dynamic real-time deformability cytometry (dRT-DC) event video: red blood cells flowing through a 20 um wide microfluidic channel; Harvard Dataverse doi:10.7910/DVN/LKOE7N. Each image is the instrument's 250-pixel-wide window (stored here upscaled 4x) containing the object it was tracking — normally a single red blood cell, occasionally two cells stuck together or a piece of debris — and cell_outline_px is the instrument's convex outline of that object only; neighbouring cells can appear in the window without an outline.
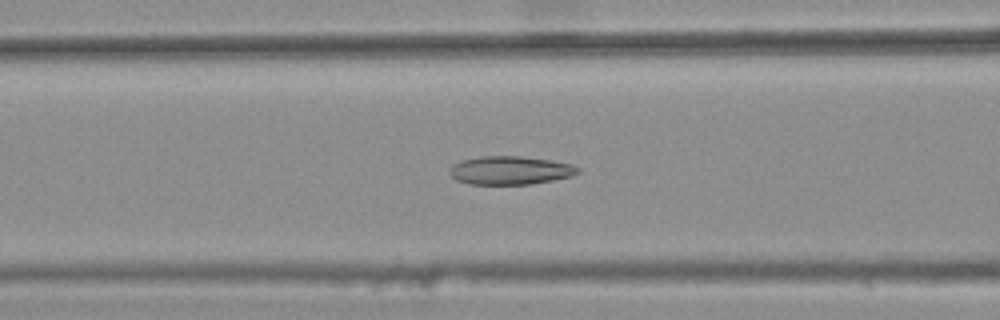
{"species": "common noctule bat (a hibernating species)", "species_latin": "Nyctalus noctula", "temperature_condition": "warm", "stored_images_in_passage": 33, "camera_frame_rate_fps": 3000, "um_per_image_px": 0.085, "animal": {"sex": "female", "body_mass_g": 25.1}, "frame": {"image": 1, "passage_image": 9, "time_ms": 2.667, "image_size_px": [1000, 320], "cell_outline_px": [[580, 172], [572, 176], [532, 184], [468, 184], [456, 180], [452, 176], [452, 164], [460, 160], [480, 156], [520, 156], [548, 160], [572, 164], [580, 168]], "centroid_in_image_um": [43.38, 14.48], "position_along_channel_um": 123.2, "area_um2": 21.15}}
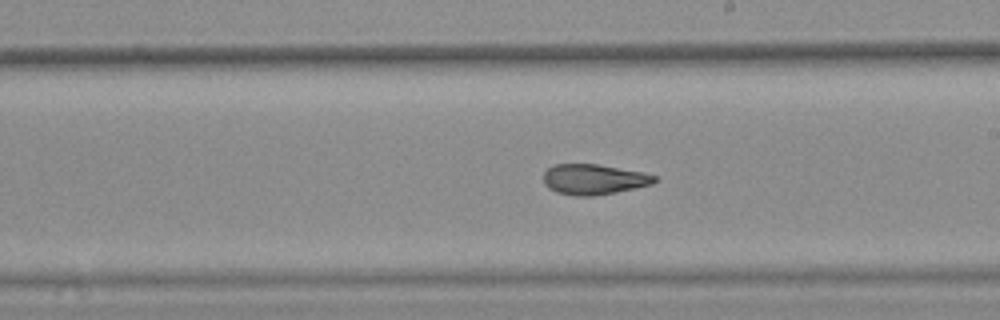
{"frame": {"image": 2, "passage_image": 18, "time_ms": 5.667, "image_size_px": [1000, 320], "cell_outline_px": [[660, 180], [652, 184], [636, 188], [596, 196], [576, 196], [556, 192], [548, 188], [544, 184], [544, 172], [552, 164], [596, 164], [644, 172], [656, 176]], "centroid_in_image_um": [50.49, 15.25], "position_along_channel_um": 238.5, "area_um2": 19.88}}
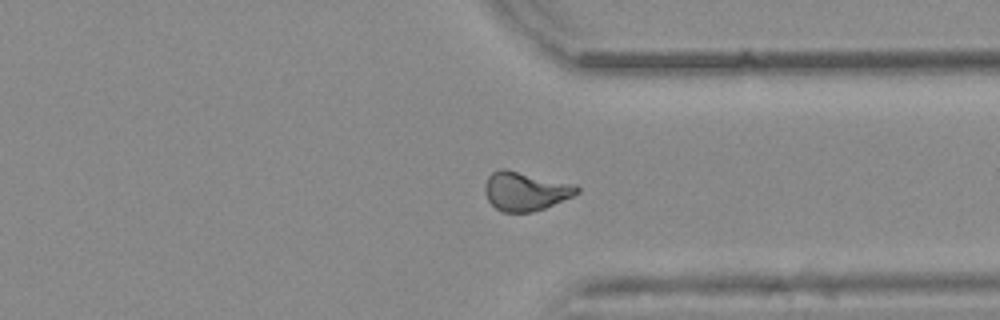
{"frame": {"image": 3, "passage_image": 28, "time_ms": 9.0, "image_size_px": [1000, 320], "cell_outline_px": [[580, 192], [572, 196], [544, 208], [532, 212], [500, 212], [488, 200], [484, 192], [484, 184], [488, 176], [492, 172], [500, 168], [504, 168], [576, 184], [580, 188]], "centroid_in_image_um": [44.64, 16.24], "position_along_channel_um": 366.8, "area_um2": 20.98}, "authors_computed_cell_mechanics": {"area_um2": 20.519, "velocity_mm_per_s": 3.847, "shape_relaxation_time_tau1_ms": null, "shape_relaxation_time_tau2_ms": 2.353, "deformation_change_tau1": null, "deformation_change_tau2": 0.1065}}